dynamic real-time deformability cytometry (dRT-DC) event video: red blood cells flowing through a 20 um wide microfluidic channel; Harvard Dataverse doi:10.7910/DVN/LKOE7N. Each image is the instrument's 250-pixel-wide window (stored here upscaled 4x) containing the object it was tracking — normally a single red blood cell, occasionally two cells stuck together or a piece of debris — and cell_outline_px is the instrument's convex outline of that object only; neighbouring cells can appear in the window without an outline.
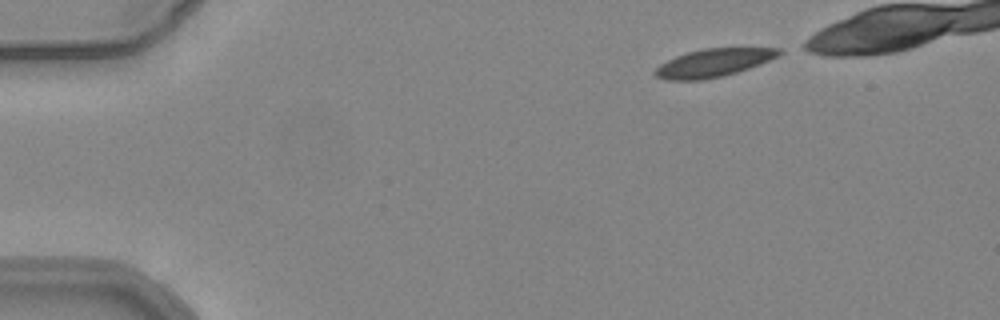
{"species": "common noctule bat (a hibernating species)", "species_latin": "Nyctalus noctula", "temperature_condition": "warm", "stored_images_in_passage": 41, "camera_frame_rate_fps": 3000, "um_per_image_px": 0.085, "animal": {"sex": "female", "body_mass_g": 24.6, "forearm_length_mm": 56.2}, "frame": {"image": 1, "passage_image": 1, "time_ms": 0.0, "image_size_px": [1000, 320], "cell_outline_px": [[784, 52], [760, 64], [724, 76], [704, 80], [664, 80], [656, 76], [652, 72], [660, 64], [676, 56], [688, 52], [704, 48], [780, 48]], "centroid_in_image_um": [60.61, 5.35], "position_along_channel_um": 24.4, "area_um2": 20.17}}
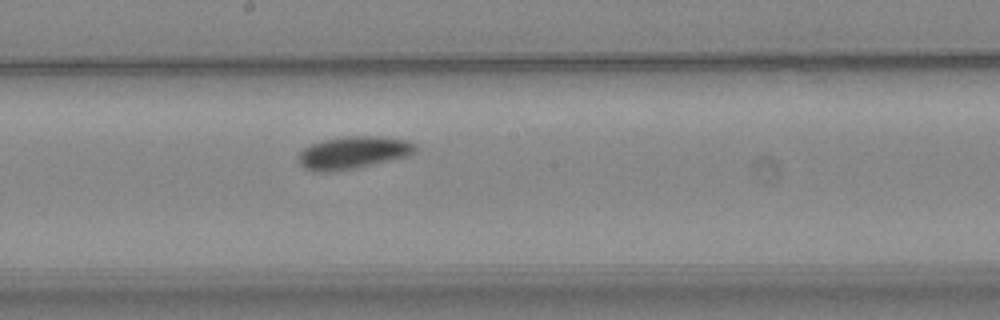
{"frame": {"image": 2, "passage_image": 23, "time_ms": 7.333, "image_size_px": [1000, 320], "cell_outline_px": [[416, 152], [408, 156], [352, 168], [332, 172], [320, 172], [304, 168], [300, 164], [300, 152], [304, 148], [312, 144], [324, 140], [344, 136], [380, 136], [404, 140], [416, 144]], "centroid_in_image_um": [30.03, 12.96], "position_along_channel_um": 218.2, "area_um2": 21.73}}
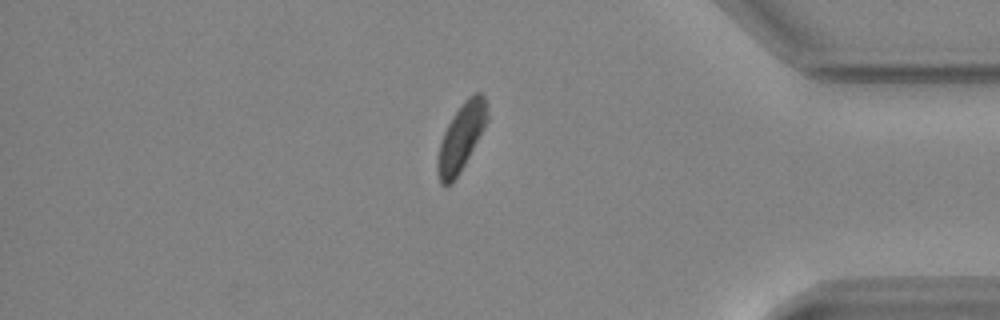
{"frame": {"image": 3, "passage_image": 39, "time_ms": 12.667, "image_size_px": [1000, 320], "cell_outline_px": [[488, 120], [484, 128], [460, 172], [452, 184], [444, 188], [440, 184], [436, 172], [436, 160], [440, 140], [452, 116], [464, 100], [476, 92], [480, 92], [484, 96], [488, 112]], "centroid_in_image_um": [39.16, 11.72], "position_along_channel_um": 396.0, "area_um2": 19.65}, "authors_computed_cell_mechanics": {"area_um2": 21.1548, "velocity_mm_per_s": 3.8556, "shape_relaxation_time_tau1_ms": 5.3556, "shape_relaxation_time_tau2_ms": null, "deformation_change_tau1": 0.1043, "deformation_change_tau2": null}}